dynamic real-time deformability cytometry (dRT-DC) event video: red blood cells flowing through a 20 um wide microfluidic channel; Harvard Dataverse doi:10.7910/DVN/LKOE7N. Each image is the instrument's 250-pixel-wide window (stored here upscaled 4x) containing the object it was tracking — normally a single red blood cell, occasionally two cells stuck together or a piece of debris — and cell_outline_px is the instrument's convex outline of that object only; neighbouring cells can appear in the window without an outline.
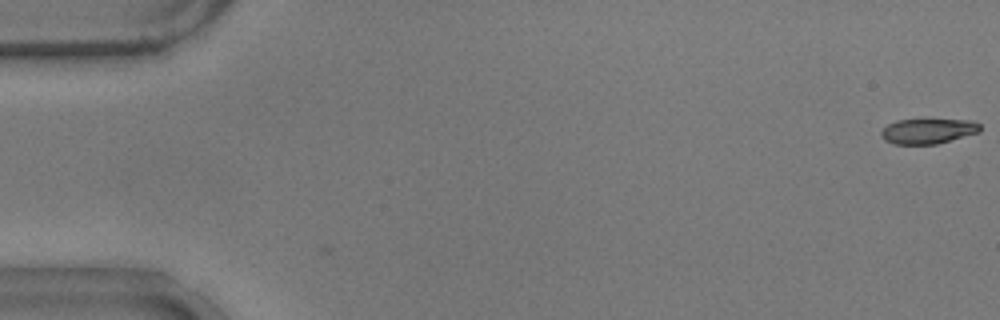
{"species": "common noctule bat (a hibernating species)", "species_latin": "Nyctalus noctula", "temperature_condition": "warm", "stored_images_in_passage": 2, "camera_frame_rate_fps": 3000, "um_per_image_px": 0.085, "animal": {"sex": "male", "body_mass_g": 17.9}, "frame": {"image": 1, "passage_image": 1, "time_ms": 0.0, "image_size_px": [1000, 320], "cell_outline_px": [[980, 132], [936, 144], [896, 144], [884, 140], [880, 132], [888, 124], [896, 120], [972, 120], [980, 124]], "centroid_in_image_um": [78.88, 11.14], "position_along_channel_um": 6.1, "area_um2": 14.33}}